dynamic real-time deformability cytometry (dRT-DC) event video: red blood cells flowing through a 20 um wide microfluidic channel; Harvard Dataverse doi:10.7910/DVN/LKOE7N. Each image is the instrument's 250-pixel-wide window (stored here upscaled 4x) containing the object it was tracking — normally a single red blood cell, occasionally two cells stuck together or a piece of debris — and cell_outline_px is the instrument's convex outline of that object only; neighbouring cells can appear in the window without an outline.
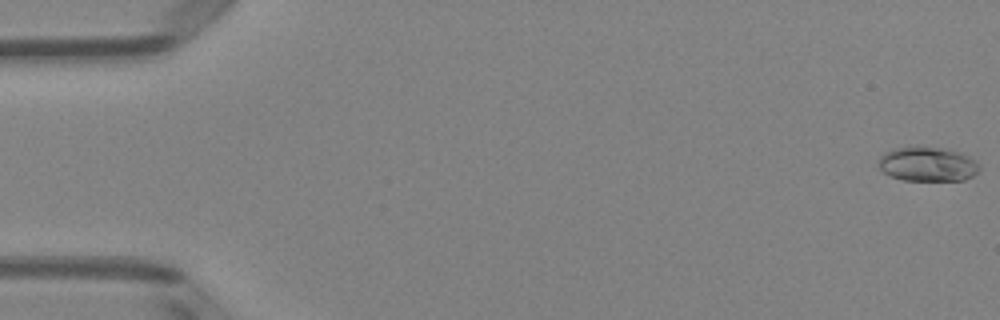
{"species": "Egyptian fruit bat (a non-hibernating species)", "species_latin": "Rousettus aegyptiacus", "temperature_condition": "room temperature", "stored_images_in_passage": 52, "camera_frame_rate_fps": 3000, "um_per_image_px": 0.085, "animal": {"sex": "female"}, "frame": {"image": 1, "passage_image": 1, "time_ms": 0.0, "image_size_px": [1000, 320], "cell_outline_px": [[980, 168], [972, 176], [964, 180], [904, 180], [888, 176], [880, 168], [880, 156], [884, 152], [892, 148], [908, 144], [916, 144], [940, 148], [960, 152], [976, 160], [980, 164]], "centroid_in_image_um": [78.81, 13.91], "position_along_channel_um": 6.2, "area_um2": 20.75}}
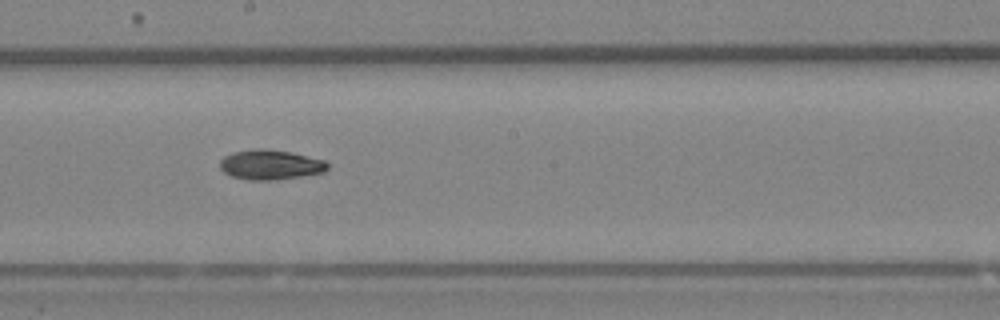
{"frame": {"image": 2, "passage_image": 29, "time_ms": 9.333, "image_size_px": [1000, 320], "cell_outline_px": [[328, 168], [324, 172], [276, 180], [248, 180], [232, 176], [224, 172], [220, 168], [220, 160], [224, 156], [232, 152], [256, 148], [264, 148], [292, 152], [324, 160], [328, 164]], "centroid_in_image_um": [22.96, 13.99], "position_along_channel_um": 225.2, "area_um2": 18.79}}
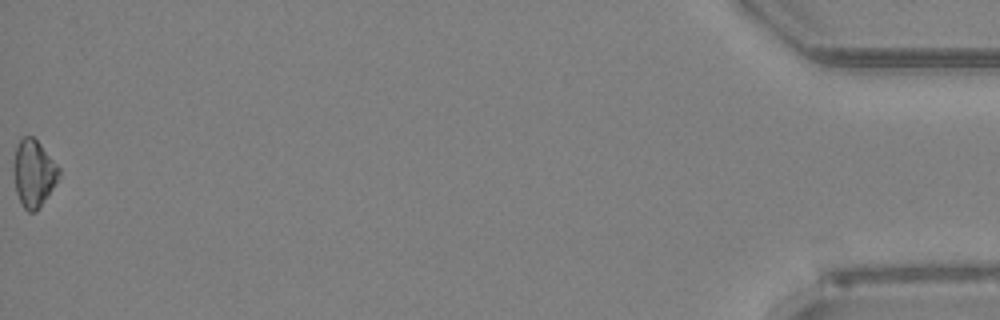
{"frame": {"image": 3, "passage_image": 52, "time_ms": 17.0, "image_size_px": [1000, 320], "cell_outline_px": [[60, 176], [36, 212], [28, 212], [24, 208], [16, 192], [12, 172], [12, 164], [16, 144], [24, 136], [32, 136], [40, 144], [60, 168]], "centroid_in_image_um": [2.82, 14.71], "position_along_channel_um": 432.4, "area_um2": 17.74}, "authors_computed_cell_mechanics": {"area_um2": 18.2359, "velocity_mm_per_s": 3.9981, "shape_relaxation_time_tau1_ms": 3.2515, "shape_relaxation_time_tau2_ms": null, "deformation_change_tau1": 0.115, "deformation_change_tau2": null}}